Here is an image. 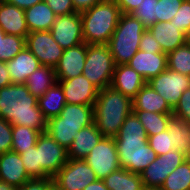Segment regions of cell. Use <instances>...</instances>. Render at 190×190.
Listing matches in <instances>:
<instances>
[{"label": "cell", "mask_w": 190, "mask_h": 190, "mask_svg": "<svg viewBox=\"0 0 190 190\" xmlns=\"http://www.w3.org/2000/svg\"><path fill=\"white\" fill-rule=\"evenodd\" d=\"M121 168L140 174L157 155L148 144V135L134 112L124 120L114 137Z\"/></svg>", "instance_id": "6da1fadb"}, {"label": "cell", "mask_w": 190, "mask_h": 190, "mask_svg": "<svg viewBox=\"0 0 190 190\" xmlns=\"http://www.w3.org/2000/svg\"><path fill=\"white\" fill-rule=\"evenodd\" d=\"M37 102L38 98L29 92L25 83H11L0 88V118L12 125L28 126L43 133L47 120Z\"/></svg>", "instance_id": "7a4b0ae2"}, {"label": "cell", "mask_w": 190, "mask_h": 190, "mask_svg": "<svg viewBox=\"0 0 190 190\" xmlns=\"http://www.w3.org/2000/svg\"><path fill=\"white\" fill-rule=\"evenodd\" d=\"M94 122L104 137H115L126 117L133 112L132 99L111 86L98 91Z\"/></svg>", "instance_id": "3957f363"}, {"label": "cell", "mask_w": 190, "mask_h": 190, "mask_svg": "<svg viewBox=\"0 0 190 190\" xmlns=\"http://www.w3.org/2000/svg\"><path fill=\"white\" fill-rule=\"evenodd\" d=\"M84 42L108 44L118 24L121 11L115 0H104L80 12Z\"/></svg>", "instance_id": "277c9868"}, {"label": "cell", "mask_w": 190, "mask_h": 190, "mask_svg": "<svg viewBox=\"0 0 190 190\" xmlns=\"http://www.w3.org/2000/svg\"><path fill=\"white\" fill-rule=\"evenodd\" d=\"M147 28L131 14L121 13L108 47L116 65L127 64L139 50L142 34Z\"/></svg>", "instance_id": "5b68a950"}, {"label": "cell", "mask_w": 190, "mask_h": 190, "mask_svg": "<svg viewBox=\"0 0 190 190\" xmlns=\"http://www.w3.org/2000/svg\"><path fill=\"white\" fill-rule=\"evenodd\" d=\"M115 67L116 64L108 44H87L86 60L82 75L98 90L111 85Z\"/></svg>", "instance_id": "8992f818"}, {"label": "cell", "mask_w": 190, "mask_h": 190, "mask_svg": "<svg viewBox=\"0 0 190 190\" xmlns=\"http://www.w3.org/2000/svg\"><path fill=\"white\" fill-rule=\"evenodd\" d=\"M52 179L61 190H83L98 180L93 169L83 159H68Z\"/></svg>", "instance_id": "52a82bcc"}, {"label": "cell", "mask_w": 190, "mask_h": 190, "mask_svg": "<svg viewBox=\"0 0 190 190\" xmlns=\"http://www.w3.org/2000/svg\"><path fill=\"white\" fill-rule=\"evenodd\" d=\"M84 160L100 180L121 168L113 137H103Z\"/></svg>", "instance_id": "ba28073f"}, {"label": "cell", "mask_w": 190, "mask_h": 190, "mask_svg": "<svg viewBox=\"0 0 190 190\" xmlns=\"http://www.w3.org/2000/svg\"><path fill=\"white\" fill-rule=\"evenodd\" d=\"M188 159L178 150L157 156L141 173L143 186L146 188H160L168 175L180 164Z\"/></svg>", "instance_id": "9c48e42d"}, {"label": "cell", "mask_w": 190, "mask_h": 190, "mask_svg": "<svg viewBox=\"0 0 190 190\" xmlns=\"http://www.w3.org/2000/svg\"><path fill=\"white\" fill-rule=\"evenodd\" d=\"M147 84L174 109L182 93L190 87V76L166 68L165 71L150 79Z\"/></svg>", "instance_id": "30bf717a"}, {"label": "cell", "mask_w": 190, "mask_h": 190, "mask_svg": "<svg viewBox=\"0 0 190 190\" xmlns=\"http://www.w3.org/2000/svg\"><path fill=\"white\" fill-rule=\"evenodd\" d=\"M26 47L39 60L41 65L55 68L63 55L64 49L55 41L49 31L29 32Z\"/></svg>", "instance_id": "8fae6325"}, {"label": "cell", "mask_w": 190, "mask_h": 190, "mask_svg": "<svg viewBox=\"0 0 190 190\" xmlns=\"http://www.w3.org/2000/svg\"><path fill=\"white\" fill-rule=\"evenodd\" d=\"M36 148L38 150V164L53 178L58 171L67 163V150L59 145L46 132L39 135Z\"/></svg>", "instance_id": "7c38bea8"}, {"label": "cell", "mask_w": 190, "mask_h": 190, "mask_svg": "<svg viewBox=\"0 0 190 190\" xmlns=\"http://www.w3.org/2000/svg\"><path fill=\"white\" fill-rule=\"evenodd\" d=\"M50 32L63 49L84 43L81 14L74 12L69 15L56 16Z\"/></svg>", "instance_id": "4fadbf2b"}, {"label": "cell", "mask_w": 190, "mask_h": 190, "mask_svg": "<svg viewBox=\"0 0 190 190\" xmlns=\"http://www.w3.org/2000/svg\"><path fill=\"white\" fill-rule=\"evenodd\" d=\"M57 81L63 88L66 103L94 106L99 90L85 76Z\"/></svg>", "instance_id": "5bb4252c"}, {"label": "cell", "mask_w": 190, "mask_h": 190, "mask_svg": "<svg viewBox=\"0 0 190 190\" xmlns=\"http://www.w3.org/2000/svg\"><path fill=\"white\" fill-rule=\"evenodd\" d=\"M87 44L84 42L64 49L59 63L54 68L57 80L77 77L83 73L86 60Z\"/></svg>", "instance_id": "9a60e30c"}, {"label": "cell", "mask_w": 190, "mask_h": 190, "mask_svg": "<svg viewBox=\"0 0 190 190\" xmlns=\"http://www.w3.org/2000/svg\"><path fill=\"white\" fill-rule=\"evenodd\" d=\"M127 64L148 82L166 70L167 54L138 50Z\"/></svg>", "instance_id": "2e32d148"}, {"label": "cell", "mask_w": 190, "mask_h": 190, "mask_svg": "<svg viewBox=\"0 0 190 190\" xmlns=\"http://www.w3.org/2000/svg\"><path fill=\"white\" fill-rule=\"evenodd\" d=\"M30 179L19 153L9 151L0 154V180L20 188Z\"/></svg>", "instance_id": "e0dca14e"}, {"label": "cell", "mask_w": 190, "mask_h": 190, "mask_svg": "<svg viewBox=\"0 0 190 190\" xmlns=\"http://www.w3.org/2000/svg\"><path fill=\"white\" fill-rule=\"evenodd\" d=\"M147 82L128 64L116 65L111 87L133 99Z\"/></svg>", "instance_id": "ac0fdd59"}, {"label": "cell", "mask_w": 190, "mask_h": 190, "mask_svg": "<svg viewBox=\"0 0 190 190\" xmlns=\"http://www.w3.org/2000/svg\"><path fill=\"white\" fill-rule=\"evenodd\" d=\"M148 30L166 54L188 42L187 35L171 21L157 22L150 26Z\"/></svg>", "instance_id": "d6986e66"}, {"label": "cell", "mask_w": 190, "mask_h": 190, "mask_svg": "<svg viewBox=\"0 0 190 190\" xmlns=\"http://www.w3.org/2000/svg\"><path fill=\"white\" fill-rule=\"evenodd\" d=\"M0 28L5 34L26 38L29 30L24 10L5 0H0Z\"/></svg>", "instance_id": "ffe728a7"}, {"label": "cell", "mask_w": 190, "mask_h": 190, "mask_svg": "<svg viewBox=\"0 0 190 190\" xmlns=\"http://www.w3.org/2000/svg\"><path fill=\"white\" fill-rule=\"evenodd\" d=\"M103 137L95 122L85 126L74 136L72 144L67 150L68 159L84 160Z\"/></svg>", "instance_id": "44dd1931"}, {"label": "cell", "mask_w": 190, "mask_h": 190, "mask_svg": "<svg viewBox=\"0 0 190 190\" xmlns=\"http://www.w3.org/2000/svg\"><path fill=\"white\" fill-rule=\"evenodd\" d=\"M12 83H25L28 77L41 66L39 60L25 47L12 60L7 61Z\"/></svg>", "instance_id": "7402d4cb"}, {"label": "cell", "mask_w": 190, "mask_h": 190, "mask_svg": "<svg viewBox=\"0 0 190 190\" xmlns=\"http://www.w3.org/2000/svg\"><path fill=\"white\" fill-rule=\"evenodd\" d=\"M133 110H143L160 114H172L173 109L158 92L147 83L138 91L132 99Z\"/></svg>", "instance_id": "603a6c76"}, {"label": "cell", "mask_w": 190, "mask_h": 190, "mask_svg": "<svg viewBox=\"0 0 190 190\" xmlns=\"http://www.w3.org/2000/svg\"><path fill=\"white\" fill-rule=\"evenodd\" d=\"M94 106L68 104L63 107L59 116L50 119L49 123L80 125L82 128L94 122Z\"/></svg>", "instance_id": "cb8c5ba5"}, {"label": "cell", "mask_w": 190, "mask_h": 190, "mask_svg": "<svg viewBox=\"0 0 190 190\" xmlns=\"http://www.w3.org/2000/svg\"><path fill=\"white\" fill-rule=\"evenodd\" d=\"M24 12L29 32L49 31L56 19V15L44 0Z\"/></svg>", "instance_id": "d4e9b609"}, {"label": "cell", "mask_w": 190, "mask_h": 190, "mask_svg": "<svg viewBox=\"0 0 190 190\" xmlns=\"http://www.w3.org/2000/svg\"><path fill=\"white\" fill-rule=\"evenodd\" d=\"M37 104L47 121L59 116L66 104L64 91L59 82L51 86L41 97H38Z\"/></svg>", "instance_id": "484cf974"}, {"label": "cell", "mask_w": 190, "mask_h": 190, "mask_svg": "<svg viewBox=\"0 0 190 190\" xmlns=\"http://www.w3.org/2000/svg\"><path fill=\"white\" fill-rule=\"evenodd\" d=\"M167 129L174 149L190 158V123L172 115Z\"/></svg>", "instance_id": "4316f807"}, {"label": "cell", "mask_w": 190, "mask_h": 190, "mask_svg": "<svg viewBox=\"0 0 190 190\" xmlns=\"http://www.w3.org/2000/svg\"><path fill=\"white\" fill-rule=\"evenodd\" d=\"M57 82L55 69L41 65L28 77L25 84L29 92L38 98Z\"/></svg>", "instance_id": "83f0119b"}, {"label": "cell", "mask_w": 190, "mask_h": 190, "mask_svg": "<svg viewBox=\"0 0 190 190\" xmlns=\"http://www.w3.org/2000/svg\"><path fill=\"white\" fill-rule=\"evenodd\" d=\"M109 190H142L144 188L140 174L120 168L103 179Z\"/></svg>", "instance_id": "f1b7e54d"}, {"label": "cell", "mask_w": 190, "mask_h": 190, "mask_svg": "<svg viewBox=\"0 0 190 190\" xmlns=\"http://www.w3.org/2000/svg\"><path fill=\"white\" fill-rule=\"evenodd\" d=\"M148 136L156 135L168 128V123L173 114H160L143 110H133Z\"/></svg>", "instance_id": "f546056e"}, {"label": "cell", "mask_w": 190, "mask_h": 190, "mask_svg": "<svg viewBox=\"0 0 190 190\" xmlns=\"http://www.w3.org/2000/svg\"><path fill=\"white\" fill-rule=\"evenodd\" d=\"M41 132L28 126L12 125V147L11 151L23 153L30 146H35Z\"/></svg>", "instance_id": "4dcf8cb0"}, {"label": "cell", "mask_w": 190, "mask_h": 190, "mask_svg": "<svg viewBox=\"0 0 190 190\" xmlns=\"http://www.w3.org/2000/svg\"><path fill=\"white\" fill-rule=\"evenodd\" d=\"M160 188L162 190H190V158L172 171Z\"/></svg>", "instance_id": "1f68e13d"}, {"label": "cell", "mask_w": 190, "mask_h": 190, "mask_svg": "<svg viewBox=\"0 0 190 190\" xmlns=\"http://www.w3.org/2000/svg\"><path fill=\"white\" fill-rule=\"evenodd\" d=\"M80 125L49 123L47 121L46 133L66 150L71 146L74 136L81 130Z\"/></svg>", "instance_id": "d6a6232c"}, {"label": "cell", "mask_w": 190, "mask_h": 190, "mask_svg": "<svg viewBox=\"0 0 190 190\" xmlns=\"http://www.w3.org/2000/svg\"><path fill=\"white\" fill-rule=\"evenodd\" d=\"M26 47V38L5 34L0 28V61L12 60L20 51Z\"/></svg>", "instance_id": "836d02e7"}, {"label": "cell", "mask_w": 190, "mask_h": 190, "mask_svg": "<svg viewBox=\"0 0 190 190\" xmlns=\"http://www.w3.org/2000/svg\"><path fill=\"white\" fill-rule=\"evenodd\" d=\"M167 68L190 76V42L167 54Z\"/></svg>", "instance_id": "e575fe53"}, {"label": "cell", "mask_w": 190, "mask_h": 190, "mask_svg": "<svg viewBox=\"0 0 190 190\" xmlns=\"http://www.w3.org/2000/svg\"><path fill=\"white\" fill-rule=\"evenodd\" d=\"M23 165L27 174L31 178H51L38 164V150L35 146H30L28 150L20 153Z\"/></svg>", "instance_id": "d590c367"}, {"label": "cell", "mask_w": 190, "mask_h": 190, "mask_svg": "<svg viewBox=\"0 0 190 190\" xmlns=\"http://www.w3.org/2000/svg\"><path fill=\"white\" fill-rule=\"evenodd\" d=\"M158 0H143L138 7L131 12L133 17L140 20L148 29L153 24L157 23L156 4Z\"/></svg>", "instance_id": "8d00e7d4"}, {"label": "cell", "mask_w": 190, "mask_h": 190, "mask_svg": "<svg viewBox=\"0 0 190 190\" xmlns=\"http://www.w3.org/2000/svg\"><path fill=\"white\" fill-rule=\"evenodd\" d=\"M183 0H158L156 4L157 22L171 21Z\"/></svg>", "instance_id": "74e56055"}, {"label": "cell", "mask_w": 190, "mask_h": 190, "mask_svg": "<svg viewBox=\"0 0 190 190\" xmlns=\"http://www.w3.org/2000/svg\"><path fill=\"white\" fill-rule=\"evenodd\" d=\"M172 139L166 129L163 132H160L153 136H148V144L155 151L157 156L166 154L174 150L173 145L171 144Z\"/></svg>", "instance_id": "f35d334b"}, {"label": "cell", "mask_w": 190, "mask_h": 190, "mask_svg": "<svg viewBox=\"0 0 190 190\" xmlns=\"http://www.w3.org/2000/svg\"><path fill=\"white\" fill-rule=\"evenodd\" d=\"M171 22L178 27L180 31L185 33L187 36L190 32V0H183L177 13L174 15Z\"/></svg>", "instance_id": "ab89813d"}, {"label": "cell", "mask_w": 190, "mask_h": 190, "mask_svg": "<svg viewBox=\"0 0 190 190\" xmlns=\"http://www.w3.org/2000/svg\"><path fill=\"white\" fill-rule=\"evenodd\" d=\"M172 114L175 117L190 123V87L182 93L178 104L173 109Z\"/></svg>", "instance_id": "60d3db41"}, {"label": "cell", "mask_w": 190, "mask_h": 190, "mask_svg": "<svg viewBox=\"0 0 190 190\" xmlns=\"http://www.w3.org/2000/svg\"><path fill=\"white\" fill-rule=\"evenodd\" d=\"M12 124L0 118V154L11 151Z\"/></svg>", "instance_id": "b9f144b4"}, {"label": "cell", "mask_w": 190, "mask_h": 190, "mask_svg": "<svg viewBox=\"0 0 190 190\" xmlns=\"http://www.w3.org/2000/svg\"><path fill=\"white\" fill-rule=\"evenodd\" d=\"M56 16L69 15L75 12L72 0H44Z\"/></svg>", "instance_id": "7bdbcfd3"}, {"label": "cell", "mask_w": 190, "mask_h": 190, "mask_svg": "<svg viewBox=\"0 0 190 190\" xmlns=\"http://www.w3.org/2000/svg\"><path fill=\"white\" fill-rule=\"evenodd\" d=\"M139 50L152 53H164L155 37L148 29H146L141 36Z\"/></svg>", "instance_id": "ee69618b"}, {"label": "cell", "mask_w": 190, "mask_h": 190, "mask_svg": "<svg viewBox=\"0 0 190 190\" xmlns=\"http://www.w3.org/2000/svg\"><path fill=\"white\" fill-rule=\"evenodd\" d=\"M52 184V178H32L18 188V190H49Z\"/></svg>", "instance_id": "f6af8a7d"}, {"label": "cell", "mask_w": 190, "mask_h": 190, "mask_svg": "<svg viewBox=\"0 0 190 190\" xmlns=\"http://www.w3.org/2000/svg\"><path fill=\"white\" fill-rule=\"evenodd\" d=\"M121 13L131 14L143 0H115Z\"/></svg>", "instance_id": "bcb514c9"}, {"label": "cell", "mask_w": 190, "mask_h": 190, "mask_svg": "<svg viewBox=\"0 0 190 190\" xmlns=\"http://www.w3.org/2000/svg\"><path fill=\"white\" fill-rule=\"evenodd\" d=\"M104 0H72L75 12H83Z\"/></svg>", "instance_id": "7dc6e473"}, {"label": "cell", "mask_w": 190, "mask_h": 190, "mask_svg": "<svg viewBox=\"0 0 190 190\" xmlns=\"http://www.w3.org/2000/svg\"><path fill=\"white\" fill-rule=\"evenodd\" d=\"M12 83L8 72L7 63L0 61V88L8 86Z\"/></svg>", "instance_id": "c3c4849f"}, {"label": "cell", "mask_w": 190, "mask_h": 190, "mask_svg": "<svg viewBox=\"0 0 190 190\" xmlns=\"http://www.w3.org/2000/svg\"><path fill=\"white\" fill-rule=\"evenodd\" d=\"M5 1L19 7L20 9L25 10L43 0H5Z\"/></svg>", "instance_id": "681fc988"}, {"label": "cell", "mask_w": 190, "mask_h": 190, "mask_svg": "<svg viewBox=\"0 0 190 190\" xmlns=\"http://www.w3.org/2000/svg\"><path fill=\"white\" fill-rule=\"evenodd\" d=\"M83 190H109L103 180L98 179L96 182L90 183Z\"/></svg>", "instance_id": "f907efd6"}, {"label": "cell", "mask_w": 190, "mask_h": 190, "mask_svg": "<svg viewBox=\"0 0 190 190\" xmlns=\"http://www.w3.org/2000/svg\"><path fill=\"white\" fill-rule=\"evenodd\" d=\"M0 190H18V188L0 180Z\"/></svg>", "instance_id": "816d5d0a"}, {"label": "cell", "mask_w": 190, "mask_h": 190, "mask_svg": "<svg viewBox=\"0 0 190 190\" xmlns=\"http://www.w3.org/2000/svg\"><path fill=\"white\" fill-rule=\"evenodd\" d=\"M49 190H61L54 183L49 187Z\"/></svg>", "instance_id": "f5cc1de1"}, {"label": "cell", "mask_w": 190, "mask_h": 190, "mask_svg": "<svg viewBox=\"0 0 190 190\" xmlns=\"http://www.w3.org/2000/svg\"><path fill=\"white\" fill-rule=\"evenodd\" d=\"M142 190H162L161 188H146L144 187Z\"/></svg>", "instance_id": "db71d44e"}]
</instances>
